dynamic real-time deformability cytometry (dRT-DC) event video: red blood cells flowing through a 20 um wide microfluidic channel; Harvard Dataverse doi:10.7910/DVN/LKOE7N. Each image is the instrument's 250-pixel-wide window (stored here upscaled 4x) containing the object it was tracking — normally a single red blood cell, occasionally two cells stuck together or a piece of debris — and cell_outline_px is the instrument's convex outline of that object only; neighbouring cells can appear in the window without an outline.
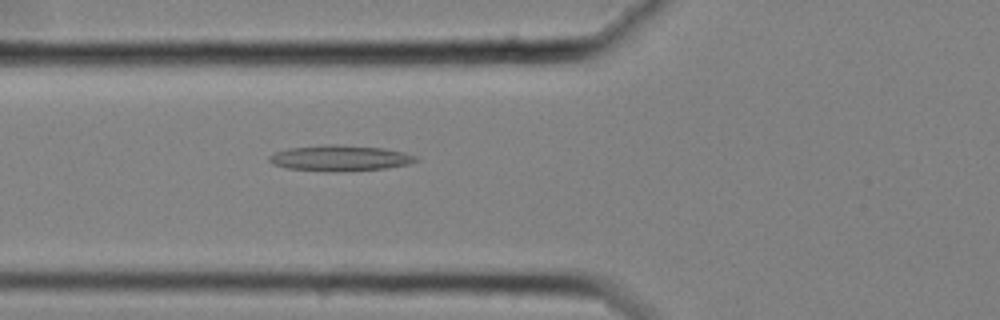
{"species": "common noctule bat (a hibernating species)", "species_latin": "Nyctalus noctula", "temperature_condition": "cold", "stored_images_in_passage": 40, "camera_frame_rate_fps": 3000, "um_per_image_px": 0.085, "animal": {"sex": "female", "body_mass_g": 25.1}, "frame": {"image": 1, "passage_image": 4, "time_ms": 1.0, "image_size_px": [1000, 320], "cell_outline_px": [[420, 160], [408, 164], [388, 168], [288, 168], [272, 164], [268, 160], [268, 156], [276, 152], [288, 148], [324, 144], [336, 144], [384, 148], [404, 152], [416, 156]], "centroid_in_image_um": [28.93, 13.37], "position_along_channel_um": 96.9, "area_um2": 20.69}}
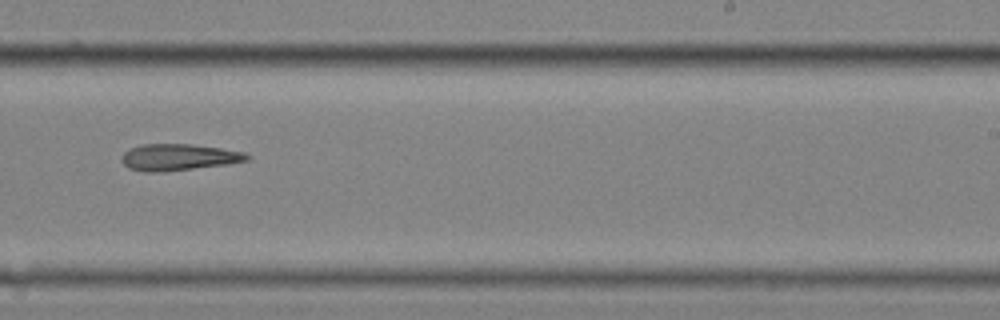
{"frame": {"image": 2, "passage_image": 19, "time_ms": 6.0, "image_size_px": [1000, 320], "cell_outline_px": [[252, 156], [248, 160], [228, 164], [156, 172], [144, 172], [128, 168], [124, 164], [124, 152], [132, 148], [144, 144], [192, 144], [220, 148], [244, 152]], "centroid_in_image_um": [15.22, 13.36], "position_along_channel_um": 273.8, "area_um2": 19.02}}
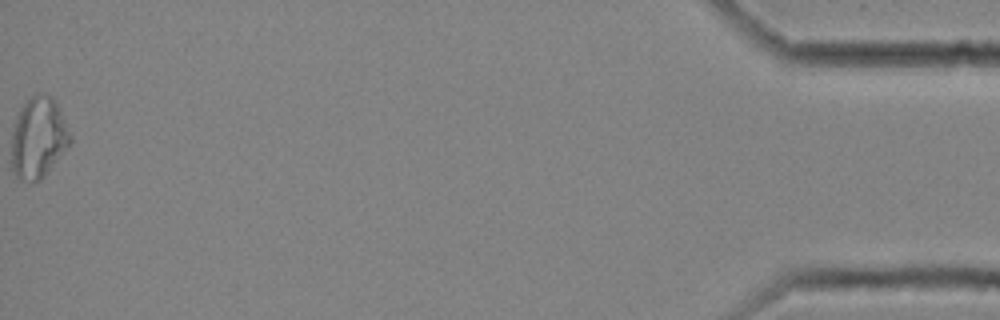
{"frame": {"image": 3, "passage_image": 40, "time_ms": 13.0, "image_size_px": [1000, 320], "cell_outline_px": [[72, 140], [40, 180], [20, 180], [16, 176], [12, 168], [12, 132], [20, 108], [32, 96], [48, 92], [52, 96], [72, 136]], "centroid_in_image_um": [3.25, 11.69], "position_along_channel_um": 432.0, "area_um2": 26.99}}